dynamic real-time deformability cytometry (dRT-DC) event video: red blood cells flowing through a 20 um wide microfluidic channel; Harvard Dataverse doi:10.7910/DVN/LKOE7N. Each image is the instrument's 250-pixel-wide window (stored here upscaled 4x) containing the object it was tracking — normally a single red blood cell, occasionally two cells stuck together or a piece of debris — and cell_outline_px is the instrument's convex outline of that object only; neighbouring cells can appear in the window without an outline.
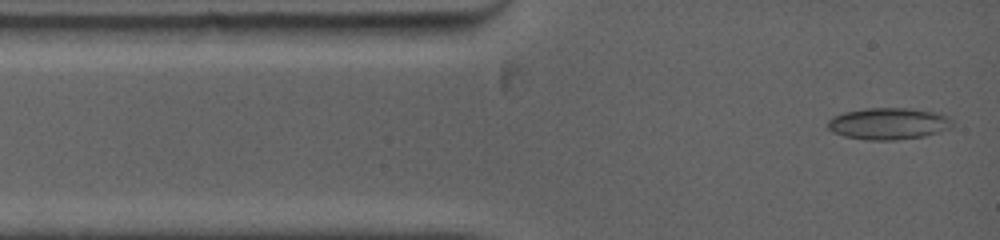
{"species": "common noctule bat (a hibernating species)", "species_latin": "Nyctalus noctula", "temperature_condition": "warm", "stored_images_in_passage": 88, "camera_frame_rate_fps": 5000, "um_per_image_px": 0.085, "animal": {"sex": "female", "body_mass_g": 19.0, "forearm_length_mm": 53.3}, "frame": {"image": 1, "passage_image": 2, "time_ms": 0.2, "image_size_px": [1000, 240], "cell_outline_px": [[952, 128], [924, 136], [896, 140], [868, 140], [844, 136], [832, 132], [828, 128], [828, 120], [832, 116], [844, 112], [864, 108], [908, 108], [936, 112], [948, 116], [952, 120]], "centroid_in_image_um": [75.51, 10.5], "position_along_channel_um": 9.5, "area_um2": 23.18}}
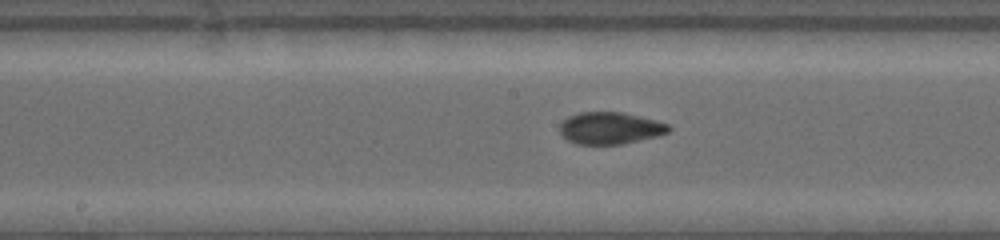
{"frame": {"image": 2, "passage_image": 38, "time_ms": 6.0, "image_size_px": [1000, 240], "cell_outline_px": [[672, 128], [668, 132], [656, 136], [620, 144], [576, 144], [568, 140], [560, 132], [560, 124], [568, 116], [580, 112], [624, 112], [656, 120], [668, 124]], "centroid_in_image_um": [51.86, 10.88], "position_along_channel_um": 196.3, "area_um2": 20.17}}
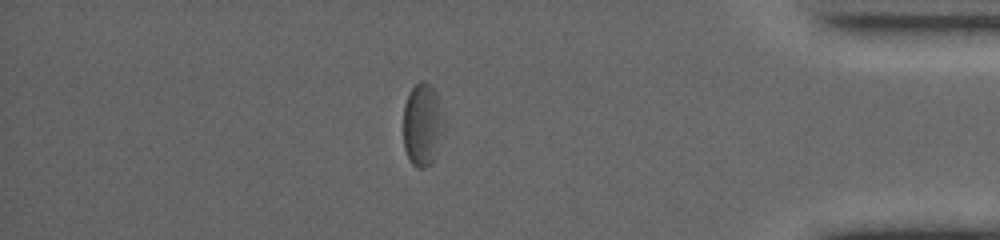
{"frame": {"image": 3, "passage_image": 69, "time_ms": 12.2, "image_size_px": [1000, 240], "cell_outline_px": [[444, 128], [436, 156], [424, 168], [416, 168], [408, 160], [404, 148], [404, 104], [408, 92], [420, 80], [424, 80], [432, 84], [436, 92], [440, 104], [444, 120]], "centroid_in_image_um": [35.91, 10.57], "position_along_channel_um": 399.3, "area_um2": 19.94}, "authors_computed_cell_mechanics": {"area_um2": 20.4612, "velocity_mm_per_s": 3.8908, "shape_relaxation_time_tau1_ms": null, "shape_relaxation_time_tau2_ms": 2.3809, "deformation_change_tau1": null, "deformation_change_tau2": 0.063}}